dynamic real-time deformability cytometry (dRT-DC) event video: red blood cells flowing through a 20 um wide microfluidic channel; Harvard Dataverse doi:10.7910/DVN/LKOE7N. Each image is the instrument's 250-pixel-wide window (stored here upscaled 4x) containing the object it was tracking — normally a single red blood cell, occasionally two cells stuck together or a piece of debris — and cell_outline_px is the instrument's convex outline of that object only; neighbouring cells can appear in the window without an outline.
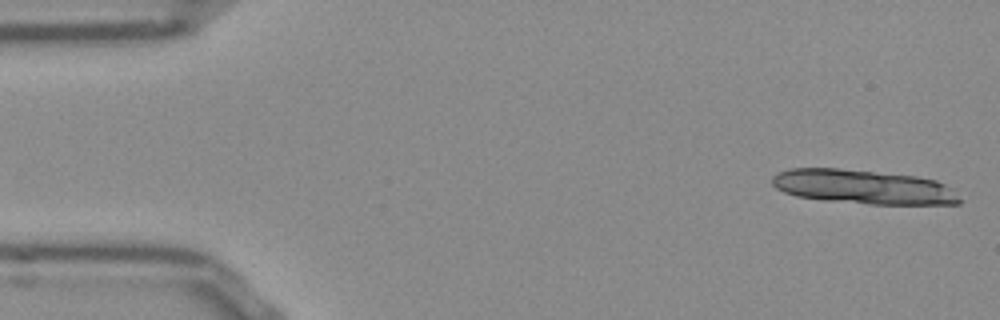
{"species": "Egyptian fruit bat (a non-hibernating species)", "species_latin": "Rousettus aegyptiacus", "temperature_condition": "room temperature", "stored_images_in_passage": 12, "camera_frame_rate_fps": 3000, "um_per_image_px": 0.085, "frame": {"image": 1, "passage_image": 1, "time_ms": 0.0, "image_size_px": [1000, 320], "cell_outline_px": [[964, 200], [960, 204], [868, 204], [824, 200], [796, 196], [784, 192], [776, 188], [772, 184], [772, 176], [788, 168], [840, 168], [916, 176], [936, 180], [952, 188]], "centroid_in_image_um": [73.41, 15.89], "position_along_channel_um": 11.6, "area_um2": 37.63}}